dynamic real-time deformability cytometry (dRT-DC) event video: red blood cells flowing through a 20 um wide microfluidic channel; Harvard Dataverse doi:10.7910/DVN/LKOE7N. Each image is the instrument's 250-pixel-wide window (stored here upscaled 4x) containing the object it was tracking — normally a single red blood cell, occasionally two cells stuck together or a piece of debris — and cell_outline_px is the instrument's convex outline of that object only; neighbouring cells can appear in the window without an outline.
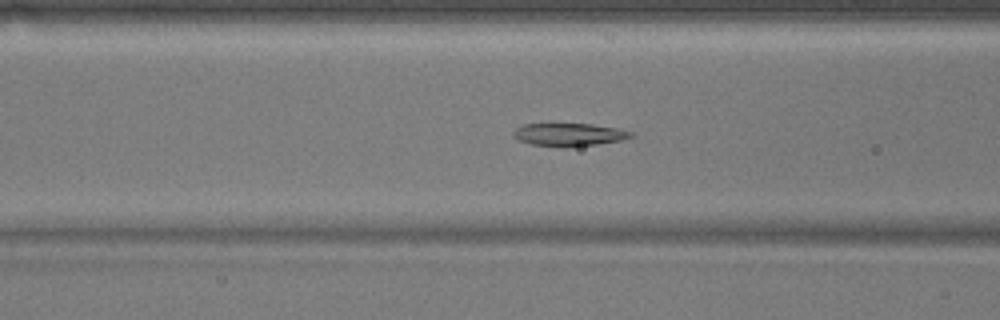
{"species": "common noctule bat (a hibernating species)", "species_latin": "Nyctalus noctula", "temperature_condition": "warm", "stored_images_in_passage": 43, "camera_frame_rate_fps": 3000, "um_per_image_px": 0.085, "animal": {"sex": "male", "body_mass_g": 17.9}, "frame": {"image": 1, "passage_image": 10, "time_ms": 3.0, "image_size_px": [1000, 320], "cell_outline_px": [[636, 136], [624, 140], [596, 144], [560, 148], [532, 144], [516, 140], [512, 136], [512, 132], [516, 128], [524, 124], [592, 124], [616, 128], [632, 132]], "centroid_in_image_um": [48.35, 11.45], "position_along_channel_um": 118.2, "area_um2": 15.9}}
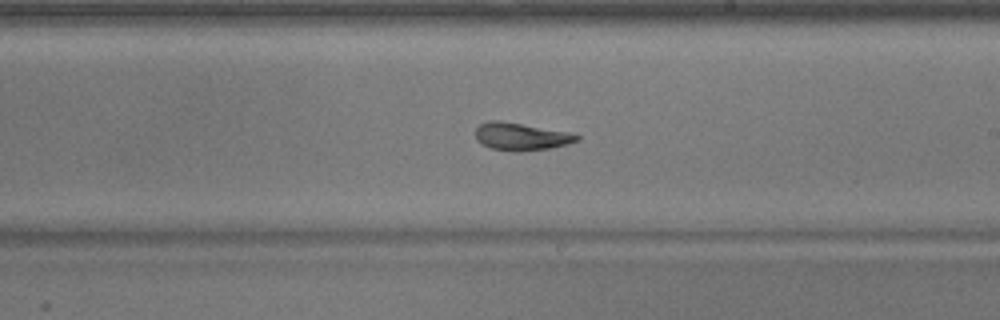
{"frame": {"image": 2, "passage_image": 20, "time_ms": 6.333, "image_size_px": [1000, 320], "cell_outline_px": [[580, 140], [568, 144], [552, 148], [520, 152], [512, 152], [492, 148], [476, 140], [476, 128], [480, 124], [492, 120], [500, 120], [568, 132], [580, 136]], "centroid_in_image_um": [44.31, 11.62], "position_along_channel_um": 244.7, "area_um2": 16.3}}
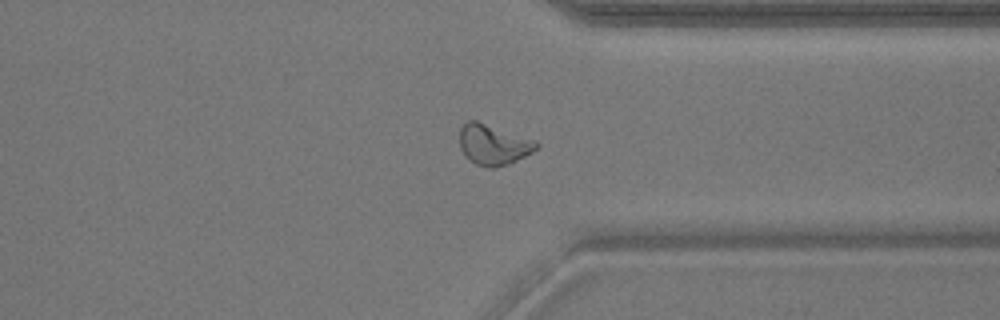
{"frame": {"image": 3, "passage_image": 30, "time_ms": 9.667, "image_size_px": [1000, 320], "cell_outline_px": [[540, 144], [532, 152], [508, 164], [496, 168], [488, 168], [476, 164], [460, 148], [460, 128], [468, 120], [476, 120], [536, 140]], "centroid_in_image_um": [41.95, 12.28], "position_along_channel_um": 369.5, "area_um2": 17.92}, "authors_computed_cell_mechanics": {"area_um2": 16.7042, "velocity_mm_per_s": 3.8002, "shape_relaxation_time_tau1_ms": 7.7665, "shape_relaxation_time_tau2_ms": 2.6305, "deformation_change_tau1": 0.2298, "deformation_change_tau2": 0.081}}